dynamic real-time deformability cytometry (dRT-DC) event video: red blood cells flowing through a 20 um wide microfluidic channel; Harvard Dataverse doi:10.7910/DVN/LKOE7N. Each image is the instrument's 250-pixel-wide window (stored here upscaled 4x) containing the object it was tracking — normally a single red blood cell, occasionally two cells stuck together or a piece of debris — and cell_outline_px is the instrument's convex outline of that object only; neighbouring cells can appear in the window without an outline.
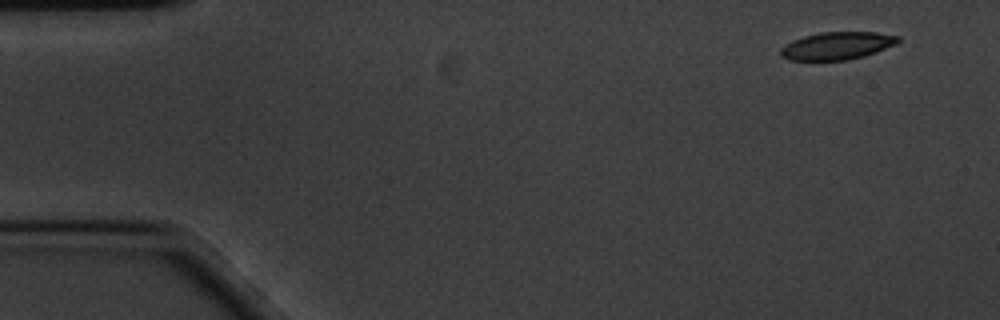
{"species": "common noctule bat (a hibernating species)", "species_latin": "Nyctalus noctula", "temperature_condition": "cold", "stored_images_in_passage": 55, "camera_frame_rate_fps": 3000, "um_per_image_px": 0.085, "animal": {"sex": "male", "body_mass_g": 20.1, "forearm_length_mm": 53.5}, "frame": {"image": 1, "passage_image": 1, "time_ms": 0.0, "image_size_px": [1000, 320], "cell_outline_px": [[900, 40], [896, 44], [876, 52], [864, 56], [848, 60], [788, 60], [780, 56], [780, 48], [792, 40], [804, 36], [820, 32], [876, 32], [900, 36]], "centroid_in_image_um": [71.14, 3.89], "position_along_channel_um": 13.9, "area_um2": 19.02}}
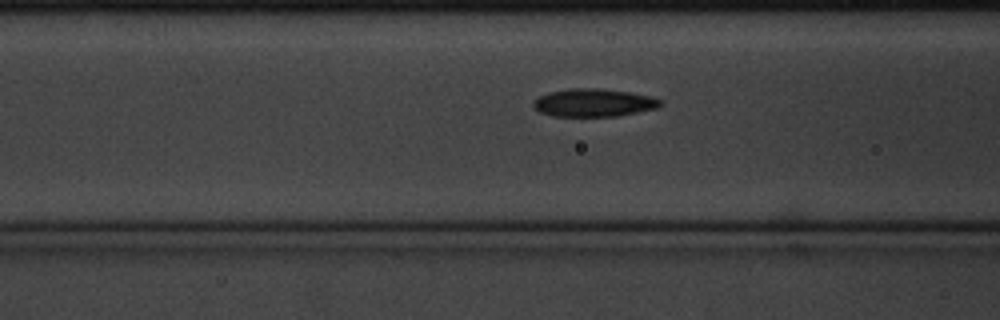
{"frame": {"image": 2, "passage_image": 19, "time_ms": 6.0, "image_size_px": [1000, 320], "cell_outline_px": [[664, 104], [656, 108], [616, 116], [552, 116], [540, 112], [532, 104], [540, 96], [552, 92], [572, 88], [596, 88], [628, 92], [652, 96], [660, 100]], "centroid_in_image_um": [50.49, 8.73], "position_along_channel_um": 116.1, "area_um2": 20.35}}
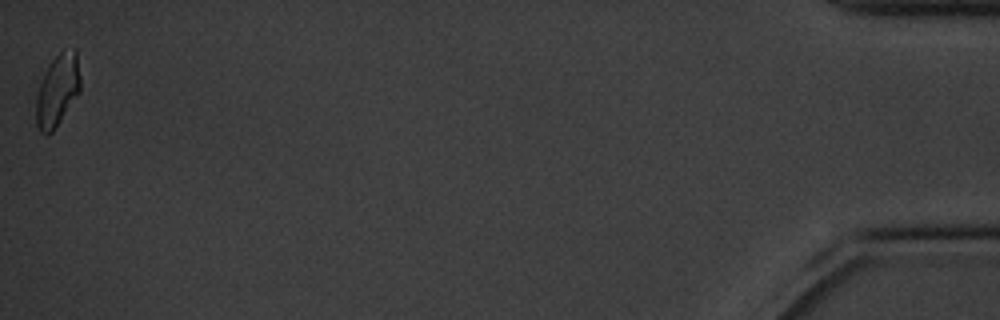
{"frame": {"image": 3, "passage_image": 55, "time_ms": 18.0, "image_size_px": [1000, 320], "cell_outline_px": [[80, 92], [52, 132], [48, 136], [40, 132], [36, 124], [36, 96], [40, 84], [52, 60], [64, 48], [76, 48], [80, 76]], "centroid_in_image_um": [4.9, 7.68], "position_along_channel_um": 430.3, "area_um2": 18.5}, "authors_computed_cell_mechanics": {"area_um2": 19.5942, "velocity_mm_per_s": 3.4272, "shape_relaxation_time_tau1_ms": 3.571, "shape_relaxation_time_tau2_ms": null, "deformation_change_tau1": 0.089, "deformation_change_tau2": null}}